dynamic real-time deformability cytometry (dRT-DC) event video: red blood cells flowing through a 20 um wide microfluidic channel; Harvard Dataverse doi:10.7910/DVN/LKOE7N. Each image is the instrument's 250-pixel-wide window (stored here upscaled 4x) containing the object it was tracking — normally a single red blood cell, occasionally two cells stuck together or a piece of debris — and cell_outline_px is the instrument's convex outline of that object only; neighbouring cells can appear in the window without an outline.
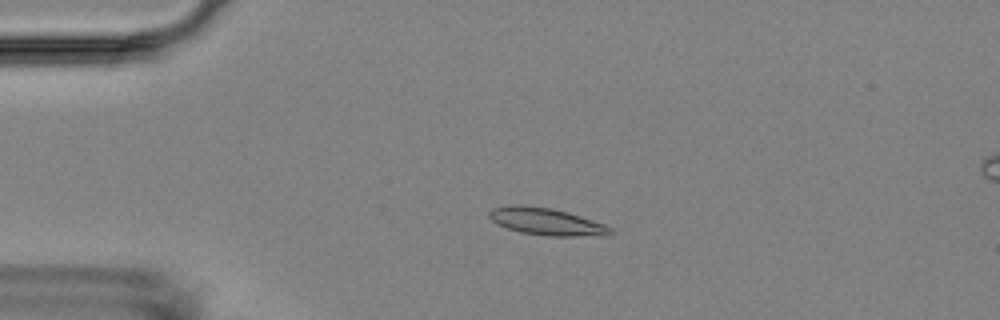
{"species": "Egyptian fruit bat (a non-hibernating species)", "species_latin": "Rousettus aegyptiacus", "temperature_condition": "room temperature", "stored_images_in_passage": 6, "camera_frame_rate_fps": 3000, "um_per_image_px": 0.085, "animal": {"sex": "female"}, "frame": {"image": 1, "passage_image": 4, "time_ms": 4.0, "image_size_px": [1000, 320], "cell_outline_px": [[616, 232], [608, 236], [548, 236], [520, 232], [496, 224], [488, 216], [488, 212], [492, 208], [508, 204], [524, 204], [552, 208], [568, 212], [604, 224], [612, 228]], "centroid_in_image_um": [46.45, 18.83], "position_along_channel_um": 38.6, "area_um2": 19.59}}